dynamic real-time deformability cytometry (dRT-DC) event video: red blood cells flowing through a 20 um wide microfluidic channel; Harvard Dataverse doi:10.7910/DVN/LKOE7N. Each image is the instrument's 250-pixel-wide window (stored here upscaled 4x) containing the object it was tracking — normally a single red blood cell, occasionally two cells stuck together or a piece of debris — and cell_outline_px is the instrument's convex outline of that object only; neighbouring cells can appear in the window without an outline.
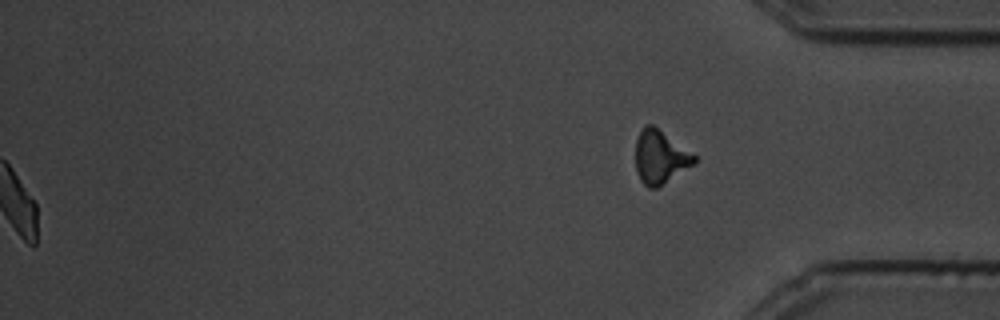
{"species": "common noctule bat (a hibernating species)", "species_latin": "Nyctalus noctula", "temperature_condition": "cold", "stored_images_in_passage": 64, "segment_of_instrument_passage": [2, 2], "camera_frame_rate_fps": 3000, "um_per_image_px": 0.085, "animal": {"sex": "male", "body_mass_g": 19.5, "forearm_length_mm": 54.6}, "frame": {"image": 1, "passage_image": 64, "time_ms": 21.0, "image_size_px": [1000, 320], "cell_outline_px": [[696, 164], [656, 188], [648, 188], [640, 180], [636, 172], [636, 140], [644, 124], [652, 124], [696, 156]], "centroid_in_image_um": [56.1, 13.36], "position_along_channel_um": 379.1, "area_um2": 18.15}}